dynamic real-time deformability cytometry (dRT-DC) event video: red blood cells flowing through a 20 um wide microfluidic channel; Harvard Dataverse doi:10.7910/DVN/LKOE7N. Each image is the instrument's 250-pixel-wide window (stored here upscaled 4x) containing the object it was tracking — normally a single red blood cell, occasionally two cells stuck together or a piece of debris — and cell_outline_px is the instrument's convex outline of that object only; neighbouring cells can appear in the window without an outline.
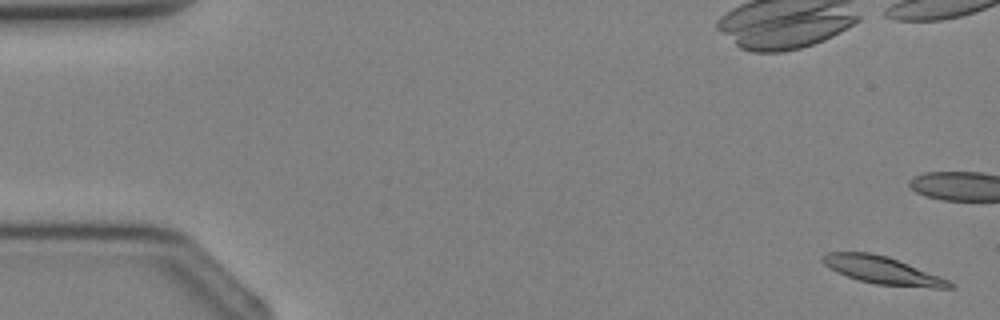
{"species": "Egyptian fruit bat (a non-hibernating species)", "species_latin": "Rousettus aegyptiacus", "temperature_condition": "cold", "stored_images_in_passage": 2, "segment_of_instrument_passage": [2, 2], "camera_frame_rate_fps": 3000, "um_per_image_px": 0.085, "animal": {"sex": "female"}, "frame": {"image": 1, "passage_image": 2, "time_ms": 1.333, "image_size_px": [1000, 320], "cell_outline_px": [[956, 288], [932, 288], [876, 284], [860, 280], [836, 272], [824, 264], [820, 260], [820, 256], [828, 252], [872, 252], [888, 256], [940, 276], [956, 284]], "centroid_in_image_um": [75.02, 22.97], "position_along_channel_um": 10.0, "area_um2": 20.46}}